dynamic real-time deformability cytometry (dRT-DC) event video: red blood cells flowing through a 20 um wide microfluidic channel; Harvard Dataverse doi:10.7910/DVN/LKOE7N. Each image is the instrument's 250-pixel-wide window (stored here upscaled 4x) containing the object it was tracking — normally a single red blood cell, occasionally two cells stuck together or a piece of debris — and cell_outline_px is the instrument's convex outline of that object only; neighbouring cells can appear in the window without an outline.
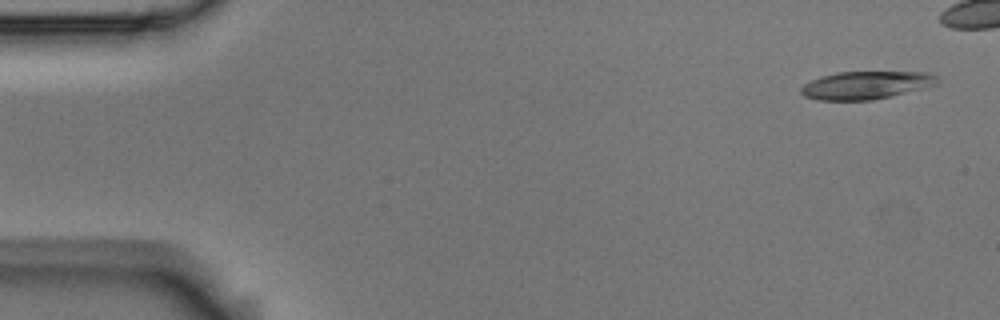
{"species": "Egyptian fruit bat (a non-hibernating species)", "species_latin": "Rousettus aegyptiacus", "temperature_condition": "room temperature", "stored_images_in_passage": 5, "camera_frame_rate_fps": 3000, "um_per_image_px": 0.085, "animal": {"sex": "male"}, "frame": {"image": 1, "passage_image": 1, "time_ms": 0.0, "image_size_px": [1000, 320], "cell_outline_px": [[940, 84], [892, 96], [872, 100], [820, 100], [804, 96], [800, 92], [800, 88], [804, 84], [820, 76], [836, 72], [932, 72], [940, 76]], "centroid_in_image_um": [73.69, 7.23], "position_along_channel_um": 11.3, "area_um2": 22.48}}